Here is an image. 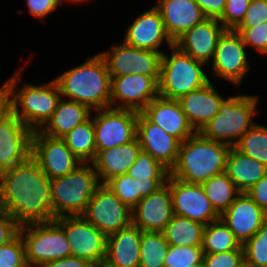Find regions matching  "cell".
I'll return each instance as SVG.
<instances>
[{"label":"cell","instance_id":"cell-1","mask_svg":"<svg viewBox=\"0 0 267 267\" xmlns=\"http://www.w3.org/2000/svg\"><path fill=\"white\" fill-rule=\"evenodd\" d=\"M51 179L30 157L0 174V210L22 226L55 220Z\"/></svg>","mask_w":267,"mask_h":267},{"label":"cell","instance_id":"cell-2","mask_svg":"<svg viewBox=\"0 0 267 267\" xmlns=\"http://www.w3.org/2000/svg\"><path fill=\"white\" fill-rule=\"evenodd\" d=\"M54 80L61 98L81 103L93 111L110 107L111 77L99 53Z\"/></svg>","mask_w":267,"mask_h":267},{"label":"cell","instance_id":"cell-3","mask_svg":"<svg viewBox=\"0 0 267 267\" xmlns=\"http://www.w3.org/2000/svg\"><path fill=\"white\" fill-rule=\"evenodd\" d=\"M231 146L221 141L205 138L200 132L181 142L176 165L170 175L187 183L208 180L225 172Z\"/></svg>","mask_w":267,"mask_h":267},{"label":"cell","instance_id":"cell-4","mask_svg":"<svg viewBox=\"0 0 267 267\" xmlns=\"http://www.w3.org/2000/svg\"><path fill=\"white\" fill-rule=\"evenodd\" d=\"M22 69L7 80L5 86L12 97L13 114L30 130H41L52 117L61 99L59 87L54 79L39 86L26 83L15 90Z\"/></svg>","mask_w":267,"mask_h":267},{"label":"cell","instance_id":"cell-5","mask_svg":"<svg viewBox=\"0 0 267 267\" xmlns=\"http://www.w3.org/2000/svg\"><path fill=\"white\" fill-rule=\"evenodd\" d=\"M100 185L94 165L89 162L81 163L65 176L51 179L54 217L82 215Z\"/></svg>","mask_w":267,"mask_h":267},{"label":"cell","instance_id":"cell-6","mask_svg":"<svg viewBox=\"0 0 267 267\" xmlns=\"http://www.w3.org/2000/svg\"><path fill=\"white\" fill-rule=\"evenodd\" d=\"M258 99L256 95L245 94L225 98L219 113L199 132L207 139L233 146L256 124L252 117L257 113Z\"/></svg>","mask_w":267,"mask_h":267},{"label":"cell","instance_id":"cell-7","mask_svg":"<svg viewBox=\"0 0 267 267\" xmlns=\"http://www.w3.org/2000/svg\"><path fill=\"white\" fill-rule=\"evenodd\" d=\"M170 48L171 56L162 54L158 92L162 97L178 100L210 80L202 69L205 63L193 59L175 45Z\"/></svg>","mask_w":267,"mask_h":267},{"label":"cell","instance_id":"cell-8","mask_svg":"<svg viewBox=\"0 0 267 267\" xmlns=\"http://www.w3.org/2000/svg\"><path fill=\"white\" fill-rule=\"evenodd\" d=\"M19 234L28 267L72 256L64 229L56 220L22 225Z\"/></svg>","mask_w":267,"mask_h":267},{"label":"cell","instance_id":"cell-9","mask_svg":"<svg viewBox=\"0 0 267 267\" xmlns=\"http://www.w3.org/2000/svg\"><path fill=\"white\" fill-rule=\"evenodd\" d=\"M96 113L91 115L96 155L99 151L120 147L136 138L138 112L109 107L97 110Z\"/></svg>","mask_w":267,"mask_h":267},{"label":"cell","instance_id":"cell-10","mask_svg":"<svg viewBox=\"0 0 267 267\" xmlns=\"http://www.w3.org/2000/svg\"><path fill=\"white\" fill-rule=\"evenodd\" d=\"M82 216L106 237L132 224V210L106 184H101Z\"/></svg>","mask_w":267,"mask_h":267},{"label":"cell","instance_id":"cell-11","mask_svg":"<svg viewBox=\"0 0 267 267\" xmlns=\"http://www.w3.org/2000/svg\"><path fill=\"white\" fill-rule=\"evenodd\" d=\"M55 220L63 227L72 256L92 265L105 260L106 236L82 215L62 216Z\"/></svg>","mask_w":267,"mask_h":267},{"label":"cell","instance_id":"cell-12","mask_svg":"<svg viewBox=\"0 0 267 267\" xmlns=\"http://www.w3.org/2000/svg\"><path fill=\"white\" fill-rule=\"evenodd\" d=\"M110 49L99 53L106 62L110 77H121L136 73L147 76H160L163 53L137 49L124 42Z\"/></svg>","mask_w":267,"mask_h":267},{"label":"cell","instance_id":"cell-13","mask_svg":"<svg viewBox=\"0 0 267 267\" xmlns=\"http://www.w3.org/2000/svg\"><path fill=\"white\" fill-rule=\"evenodd\" d=\"M159 78L160 76H147L137 73L111 77L110 107L142 112L159 95ZM117 101H119V104ZM115 103L118 106H115Z\"/></svg>","mask_w":267,"mask_h":267},{"label":"cell","instance_id":"cell-14","mask_svg":"<svg viewBox=\"0 0 267 267\" xmlns=\"http://www.w3.org/2000/svg\"><path fill=\"white\" fill-rule=\"evenodd\" d=\"M166 183L170 187L174 215L186 217L203 225L220 219L201 184L180 181L170 174Z\"/></svg>","mask_w":267,"mask_h":267},{"label":"cell","instance_id":"cell-15","mask_svg":"<svg viewBox=\"0 0 267 267\" xmlns=\"http://www.w3.org/2000/svg\"><path fill=\"white\" fill-rule=\"evenodd\" d=\"M31 157L50 179L65 176L81 164L62 138L47 136L40 130L33 131Z\"/></svg>","mask_w":267,"mask_h":267},{"label":"cell","instance_id":"cell-16","mask_svg":"<svg viewBox=\"0 0 267 267\" xmlns=\"http://www.w3.org/2000/svg\"><path fill=\"white\" fill-rule=\"evenodd\" d=\"M245 47L235 30H226L217 43L211 62L213 74L238 87L250 68Z\"/></svg>","mask_w":267,"mask_h":267},{"label":"cell","instance_id":"cell-17","mask_svg":"<svg viewBox=\"0 0 267 267\" xmlns=\"http://www.w3.org/2000/svg\"><path fill=\"white\" fill-rule=\"evenodd\" d=\"M136 137L142 151L169 171L176 165L181 141L151 122L142 112L138 113Z\"/></svg>","mask_w":267,"mask_h":267},{"label":"cell","instance_id":"cell-18","mask_svg":"<svg viewBox=\"0 0 267 267\" xmlns=\"http://www.w3.org/2000/svg\"><path fill=\"white\" fill-rule=\"evenodd\" d=\"M32 135L14 114L0 126V174L31 157Z\"/></svg>","mask_w":267,"mask_h":267},{"label":"cell","instance_id":"cell-19","mask_svg":"<svg viewBox=\"0 0 267 267\" xmlns=\"http://www.w3.org/2000/svg\"><path fill=\"white\" fill-rule=\"evenodd\" d=\"M173 215L172 195L165 183L132 209V224L141 231L163 232Z\"/></svg>","mask_w":267,"mask_h":267},{"label":"cell","instance_id":"cell-20","mask_svg":"<svg viewBox=\"0 0 267 267\" xmlns=\"http://www.w3.org/2000/svg\"><path fill=\"white\" fill-rule=\"evenodd\" d=\"M227 29L216 18H206L181 35L174 45L193 59L212 62L217 43Z\"/></svg>","mask_w":267,"mask_h":267},{"label":"cell","instance_id":"cell-21","mask_svg":"<svg viewBox=\"0 0 267 267\" xmlns=\"http://www.w3.org/2000/svg\"><path fill=\"white\" fill-rule=\"evenodd\" d=\"M220 218L243 245L262 226L267 213L247 193H240Z\"/></svg>","mask_w":267,"mask_h":267},{"label":"cell","instance_id":"cell-22","mask_svg":"<svg viewBox=\"0 0 267 267\" xmlns=\"http://www.w3.org/2000/svg\"><path fill=\"white\" fill-rule=\"evenodd\" d=\"M166 41L169 47L174 45L166 32L160 12L155 6L141 13L133 23L128 26L123 42L137 49L159 50L162 43Z\"/></svg>","mask_w":267,"mask_h":267},{"label":"cell","instance_id":"cell-23","mask_svg":"<svg viewBox=\"0 0 267 267\" xmlns=\"http://www.w3.org/2000/svg\"><path fill=\"white\" fill-rule=\"evenodd\" d=\"M142 113L151 122L181 142L196 132L189 124L178 100L158 95L144 108Z\"/></svg>","mask_w":267,"mask_h":267},{"label":"cell","instance_id":"cell-24","mask_svg":"<svg viewBox=\"0 0 267 267\" xmlns=\"http://www.w3.org/2000/svg\"><path fill=\"white\" fill-rule=\"evenodd\" d=\"M155 7L173 42L207 18L194 0H158Z\"/></svg>","mask_w":267,"mask_h":267},{"label":"cell","instance_id":"cell-25","mask_svg":"<svg viewBox=\"0 0 267 267\" xmlns=\"http://www.w3.org/2000/svg\"><path fill=\"white\" fill-rule=\"evenodd\" d=\"M224 99L209 82L202 88L182 96L178 101L189 124L199 132L219 113L220 104Z\"/></svg>","mask_w":267,"mask_h":267},{"label":"cell","instance_id":"cell-26","mask_svg":"<svg viewBox=\"0 0 267 267\" xmlns=\"http://www.w3.org/2000/svg\"><path fill=\"white\" fill-rule=\"evenodd\" d=\"M137 137L120 147L99 151L92 162L101 184L110 179L127 174L141 152Z\"/></svg>","mask_w":267,"mask_h":267},{"label":"cell","instance_id":"cell-27","mask_svg":"<svg viewBox=\"0 0 267 267\" xmlns=\"http://www.w3.org/2000/svg\"><path fill=\"white\" fill-rule=\"evenodd\" d=\"M141 230L135 225L106 238L105 260L114 267H139Z\"/></svg>","mask_w":267,"mask_h":267},{"label":"cell","instance_id":"cell-28","mask_svg":"<svg viewBox=\"0 0 267 267\" xmlns=\"http://www.w3.org/2000/svg\"><path fill=\"white\" fill-rule=\"evenodd\" d=\"M225 173L240 193H246L266 175L267 166L231 146L227 156Z\"/></svg>","mask_w":267,"mask_h":267},{"label":"cell","instance_id":"cell-29","mask_svg":"<svg viewBox=\"0 0 267 267\" xmlns=\"http://www.w3.org/2000/svg\"><path fill=\"white\" fill-rule=\"evenodd\" d=\"M91 113L87 106L61 98L52 117L40 131L50 137L62 138L76 126L87 121Z\"/></svg>","mask_w":267,"mask_h":267},{"label":"cell","instance_id":"cell-30","mask_svg":"<svg viewBox=\"0 0 267 267\" xmlns=\"http://www.w3.org/2000/svg\"><path fill=\"white\" fill-rule=\"evenodd\" d=\"M205 226L186 217L173 215L163 233L171 246H202Z\"/></svg>","mask_w":267,"mask_h":267},{"label":"cell","instance_id":"cell-31","mask_svg":"<svg viewBox=\"0 0 267 267\" xmlns=\"http://www.w3.org/2000/svg\"><path fill=\"white\" fill-rule=\"evenodd\" d=\"M62 139L81 163H92L96 157L95 129L93 118L76 126Z\"/></svg>","mask_w":267,"mask_h":267},{"label":"cell","instance_id":"cell-32","mask_svg":"<svg viewBox=\"0 0 267 267\" xmlns=\"http://www.w3.org/2000/svg\"><path fill=\"white\" fill-rule=\"evenodd\" d=\"M201 185L213 208L220 216L240 194L225 172L212 176Z\"/></svg>","mask_w":267,"mask_h":267},{"label":"cell","instance_id":"cell-33","mask_svg":"<svg viewBox=\"0 0 267 267\" xmlns=\"http://www.w3.org/2000/svg\"><path fill=\"white\" fill-rule=\"evenodd\" d=\"M201 247L203 254L243 249L233 232L221 218L205 226Z\"/></svg>","mask_w":267,"mask_h":267},{"label":"cell","instance_id":"cell-34","mask_svg":"<svg viewBox=\"0 0 267 267\" xmlns=\"http://www.w3.org/2000/svg\"><path fill=\"white\" fill-rule=\"evenodd\" d=\"M168 247L163 232L141 231L139 267H164Z\"/></svg>","mask_w":267,"mask_h":267},{"label":"cell","instance_id":"cell-35","mask_svg":"<svg viewBox=\"0 0 267 267\" xmlns=\"http://www.w3.org/2000/svg\"><path fill=\"white\" fill-rule=\"evenodd\" d=\"M233 147L267 166V126L256 123Z\"/></svg>","mask_w":267,"mask_h":267},{"label":"cell","instance_id":"cell-36","mask_svg":"<svg viewBox=\"0 0 267 267\" xmlns=\"http://www.w3.org/2000/svg\"><path fill=\"white\" fill-rule=\"evenodd\" d=\"M127 174L136 180H167L170 171L149 153L141 150Z\"/></svg>","mask_w":267,"mask_h":267},{"label":"cell","instance_id":"cell-37","mask_svg":"<svg viewBox=\"0 0 267 267\" xmlns=\"http://www.w3.org/2000/svg\"><path fill=\"white\" fill-rule=\"evenodd\" d=\"M242 247L246 263L251 267H267V219Z\"/></svg>","mask_w":267,"mask_h":267},{"label":"cell","instance_id":"cell-38","mask_svg":"<svg viewBox=\"0 0 267 267\" xmlns=\"http://www.w3.org/2000/svg\"><path fill=\"white\" fill-rule=\"evenodd\" d=\"M106 185L131 210L142 199L140 196V185L138 179L123 174L110 179Z\"/></svg>","mask_w":267,"mask_h":267},{"label":"cell","instance_id":"cell-39","mask_svg":"<svg viewBox=\"0 0 267 267\" xmlns=\"http://www.w3.org/2000/svg\"><path fill=\"white\" fill-rule=\"evenodd\" d=\"M203 261L201 246H171L164 259V267H191Z\"/></svg>","mask_w":267,"mask_h":267},{"label":"cell","instance_id":"cell-40","mask_svg":"<svg viewBox=\"0 0 267 267\" xmlns=\"http://www.w3.org/2000/svg\"><path fill=\"white\" fill-rule=\"evenodd\" d=\"M0 267H28L25 259V246L20 234L7 244L0 246Z\"/></svg>","mask_w":267,"mask_h":267},{"label":"cell","instance_id":"cell-41","mask_svg":"<svg viewBox=\"0 0 267 267\" xmlns=\"http://www.w3.org/2000/svg\"><path fill=\"white\" fill-rule=\"evenodd\" d=\"M235 31L246 47H255L259 53L267 55V22L260 23L256 27H237Z\"/></svg>","mask_w":267,"mask_h":267},{"label":"cell","instance_id":"cell-42","mask_svg":"<svg viewBox=\"0 0 267 267\" xmlns=\"http://www.w3.org/2000/svg\"><path fill=\"white\" fill-rule=\"evenodd\" d=\"M251 0H226L222 16L218 19L227 30H235L243 21Z\"/></svg>","mask_w":267,"mask_h":267},{"label":"cell","instance_id":"cell-43","mask_svg":"<svg viewBox=\"0 0 267 267\" xmlns=\"http://www.w3.org/2000/svg\"><path fill=\"white\" fill-rule=\"evenodd\" d=\"M205 267H238L244 262L243 249L228 252L203 254Z\"/></svg>","mask_w":267,"mask_h":267},{"label":"cell","instance_id":"cell-44","mask_svg":"<svg viewBox=\"0 0 267 267\" xmlns=\"http://www.w3.org/2000/svg\"><path fill=\"white\" fill-rule=\"evenodd\" d=\"M267 22V0H251L245 17L238 27H256Z\"/></svg>","mask_w":267,"mask_h":267},{"label":"cell","instance_id":"cell-45","mask_svg":"<svg viewBox=\"0 0 267 267\" xmlns=\"http://www.w3.org/2000/svg\"><path fill=\"white\" fill-rule=\"evenodd\" d=\"M20 225L8 213L0 210V246L7 244L19 234Z\"/></svg>","mask_w":267,"mask_h":267},{"label":"cell","instance_id":"cell-46","mask_svg":"<svg viewBox=\"0 0 267 267\" xmlns=\"http://www.w3.org/2000/svg\"><path fill=\"white\" fill-rule=\"evenodd\" d=\"M26 5L28 6L29 13L33 16L44 19L46 15L54 10L62 4L63 0H25Z\"/></svg>","mask_w":267,"mask_h":267},{"label":"cell","instance_id":"cell-47","mask_svg":"<svg viewBox=\"0 0 267 267\" xmlns=\"http://www.w3.org/2000/svg\"><path fill=\"white\" fill-rule=\"evenodd\" d=\"M246 193L261 209L267 213V173Z\"/></svg>","mask_w":267,"mask_h":267},{"label":"cell","instance_id":"cell-48","mask_svg":"<svg viewBox=\"0 0 267 267\" xmlns=\"http://www.w3.org/2000/svg\"><path fill=\"white\" fill-rule=\"evenodd\" d=\"M207 18L219 19L225 9L226 0H194Z\"/></svg>","mask_w":267,"mask_h":267},{"label":"cell","instance_id":"cell-49","mask_svg":"<svg viewBox=\"0 0 267 267\" xmlns=\"http://www.w3.org/2000/svg\"><path fill=\"white\" fill-rule=\"evenodd\" d=\"M13 114L12 98L5 84L0 87V126Z\"/></svg>","mask_w":267,"mask_h":267},{"label":"cell","instance_id":"cell-50","mask_svg":"<svg viewBox=\"0 0 267 267\" xmlns=\"http://www.w3.org/2000/svg\"><path fill=\"white\" fill-rule=\"evenodd\" d=\"M92 264L87 260L75 256L64 257L62 259L50 261L39 267H91Z\"/></svg>","mask_w":267,"mask_h":267},{"label":"cell","instance_id":"cell-51","mask_svg":"<svg viewBox=\"0 0 267 267\" xmlns=\"http://www.w3.org/2000/svg\"><path fill=\"white\" fill-rule=\"evenodd\" d=\"M140 185V196L142 198L147 197L151 193L156 192L162 187L167 180H139Z\"/></svg>","mask_w":267,"mask_h":267},{"label":"cell","instance_id":"cell-52","mask_svg":"<svg viewBox=\"0 0 267 267\" xmlns=\"http://www.w3.org/2000/svg\"><path fill=\"white\" fill-rule=\"evenodd\" d=\"M91 267H114V266L108 263L106 260H103V261L94 263Z\"/></svg>","mask_w":267,"mask_h":267},{"label":"cell","instance_id":"cell-53","mask_svg":"<svg viewBox=\"0 0 267 267\" xmlns=\"http://www.w3.org/2000/svg\"><path fill=\"white\" fill-rule=\"evenodd\" d=\"M190 267V266H189ZM191 267H205V264L204 262H200V263H196V264H193Z\"/></svg>","mask_w":267,"mask_h":267},{"label":"cell","instance_id":"cell-54","mask_svg":"<svg viewBox=\"0 0 267 267\" xmlns=\"http://www.w3.org/2000/svg\"><path fill=\"white\" fill-rule=\"evenodd\" d=\"M238 267H251V266L244 261Z\"/></svg>","mask_w":267,"mask_h":267},{"label":"cell","instance_id":"cell-55","mask_svg":"<svg viewBox=\"0 0 267 267\" xmlns=\"http://www.w3.org/2000/svg\"><path fill=\"white\" fill-rule=\"evenodd\" d=\"M63 1H64V0H63ZM67 1H69V2L71 1L72 3H73V2L75 3V2H85V1H88V0H67Z\"/></svg>","mask_w":267,"mask_h":267}]
</instances>
